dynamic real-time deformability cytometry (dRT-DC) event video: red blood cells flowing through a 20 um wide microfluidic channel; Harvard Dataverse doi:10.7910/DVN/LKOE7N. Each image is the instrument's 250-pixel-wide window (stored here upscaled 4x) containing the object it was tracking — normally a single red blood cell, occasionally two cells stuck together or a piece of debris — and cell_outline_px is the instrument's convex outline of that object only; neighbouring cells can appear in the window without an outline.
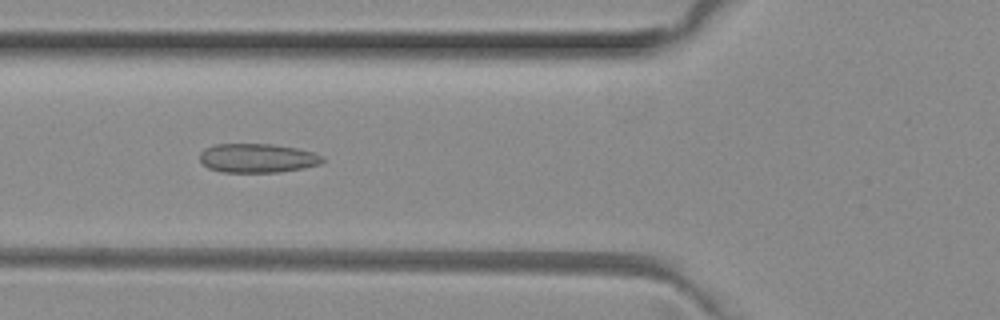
{"species": "common noctule bat (a hibernating species)", "species_latin": "Nyctalus noctula", "temperature_condition": "room temperature", "stored_images_in_passage": 6, "camera_frame_rate_fps": 3000, "um_per_image_px": 0.085, "animal": {"sex": "female", "body_mass_g": 29.2, "forearm_length_mm": 56.3}, "frame": {"image": 1, "passage_image": 4, "time_ms": 1.0, "image_size_px": [1000, 320], "cell_outline_px": [[324, 160], [320, 164], [304, 168], [280, 172], [220, 172], [208, 168], [200, 160], [200, 152], [204, 148], [216, 144], [272, 144], [296, 148], [312, 152], [324, 156]], "centroid_in_image_um": [21.88, 13.44], "position_along_channel_um": 103.9, "area_um2": 20.87}}
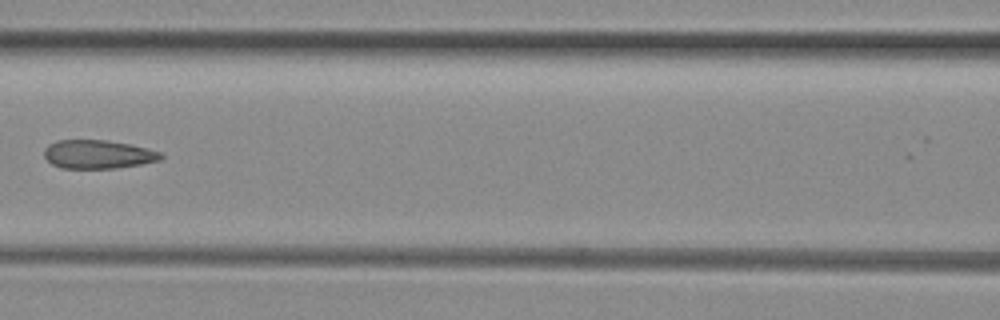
{"frame": {"image": 2, "passage_image": 5, "time_ms": 1.333, "image_size_px": [1000, 320], "cell_outline_px": [[164, 156], [160, 160], [140, 164], [116, 168], [60, 168], [52, 164], [44, 156], [44, 148], [48, 144], [56, 140], [104, 140], [128, 144], [148, 148], [160, 152]], "centroid_in_image_um": [8.3, 13.11], "position_along_channel_um": 158.3, "area_um2": 19.42}}
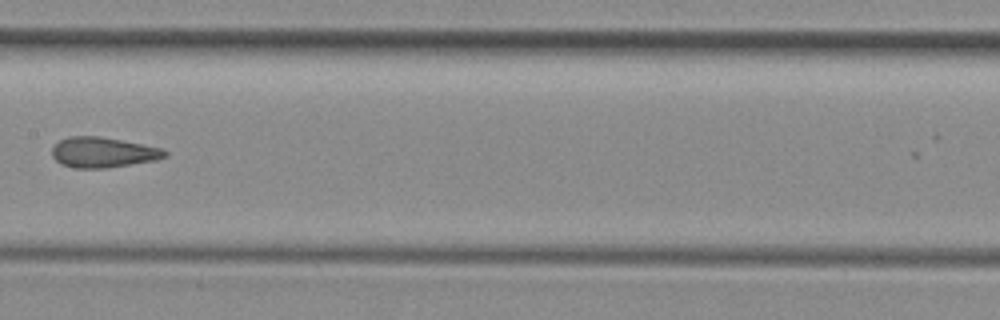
{"frame": {"image": 3, "passage_image": 6, "time_ms": 1.667, "image_size_px": [1000, 320], "cell_outline_px": [[168, 156], [156, 160], [108, 168], [76, 168], [60, 164], [52, 156], [52, 148], [60, 140], [68, 136], [100, 136], [164, 148], [168, 152]], "centroid_in_image_um": [8.78, 12.95], "position_along_channel_um": 198.6, "area_um2": 20.11}}